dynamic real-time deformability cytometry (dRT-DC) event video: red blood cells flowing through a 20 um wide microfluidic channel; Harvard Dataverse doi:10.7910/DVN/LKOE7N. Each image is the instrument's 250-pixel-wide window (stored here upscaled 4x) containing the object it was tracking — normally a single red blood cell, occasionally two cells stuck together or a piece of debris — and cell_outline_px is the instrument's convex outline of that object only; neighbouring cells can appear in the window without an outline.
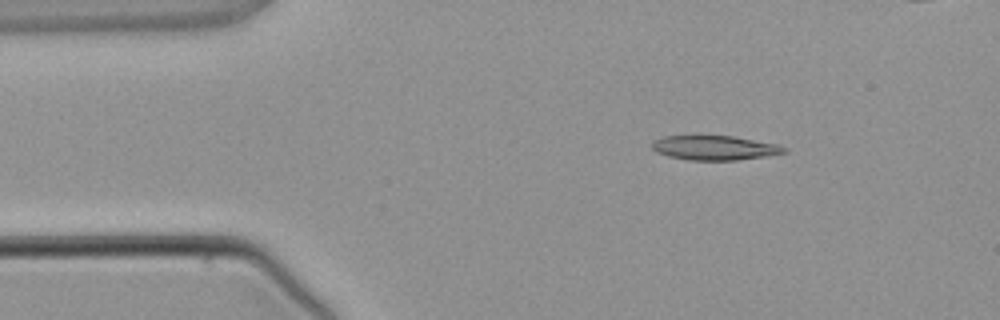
{"species": "common noctule bat (a hibernating species)", "species_latin": "Nyctalus noctula", "temperature_condition": "warm", "stored_images_in_passage": 4, "camera_frame_rate_fps": 3000, "um_per_image_px": 0.085, "animal": {"sex": "male", "body_mass_g": 21.5, "forearm_length_mm": 52.0}, "frame": {"image": 1, "passage_image": 2, "time_ms": 1.333, "image_size_px": [1000, 320], "cell_outline_px": [[788, 152], [764, 156], [736, 160], [688, 160], [668, 156], [656, 152], [652, 148], [652, 140], [664, 136], [736, 136], [776, 144], [788, 148]], "centroid_in_image_um": [60.73, 12.56], "position_along_channel_um": 24.3, "area_um2": 18.84}}